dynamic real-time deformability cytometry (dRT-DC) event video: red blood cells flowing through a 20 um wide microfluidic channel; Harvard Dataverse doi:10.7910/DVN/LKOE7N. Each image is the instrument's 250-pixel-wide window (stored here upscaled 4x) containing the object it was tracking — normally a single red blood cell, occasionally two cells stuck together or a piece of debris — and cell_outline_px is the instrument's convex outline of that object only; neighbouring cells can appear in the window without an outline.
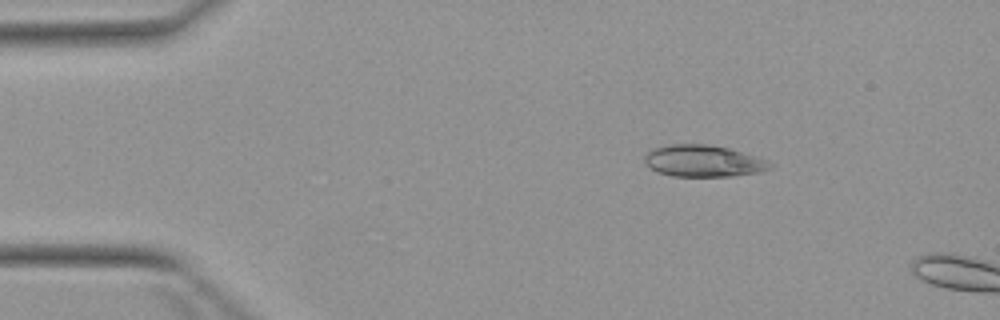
{"species": "Egyptian fruit bat (a non-hibernating species)", "species_latin": "Rousettus aegyptiacus", "temperature_condition": "warm", "stored_images_in_passage": 2, "camera_frame_rate_fps": 3000, "um_per_image_px": 0.085, "animal": {"sex": "female"}, "frame": {"image": 1, "passage_image": 1, "time_ms": 0.0, "image_size_px": [1000, 320], "cell_outline_px": [[776, 164], [772, 168], [760, 172], [732, 176], [672, 176], [656, 172], [648, 168], [644, 160], [644, 156], [652, 148], [668, 144], [708, 144], [728, 148]], "centroid_in_image_um": [59.73, 13.69], "position_along_channel_um": 25.3, "area_um2": 23.24}}